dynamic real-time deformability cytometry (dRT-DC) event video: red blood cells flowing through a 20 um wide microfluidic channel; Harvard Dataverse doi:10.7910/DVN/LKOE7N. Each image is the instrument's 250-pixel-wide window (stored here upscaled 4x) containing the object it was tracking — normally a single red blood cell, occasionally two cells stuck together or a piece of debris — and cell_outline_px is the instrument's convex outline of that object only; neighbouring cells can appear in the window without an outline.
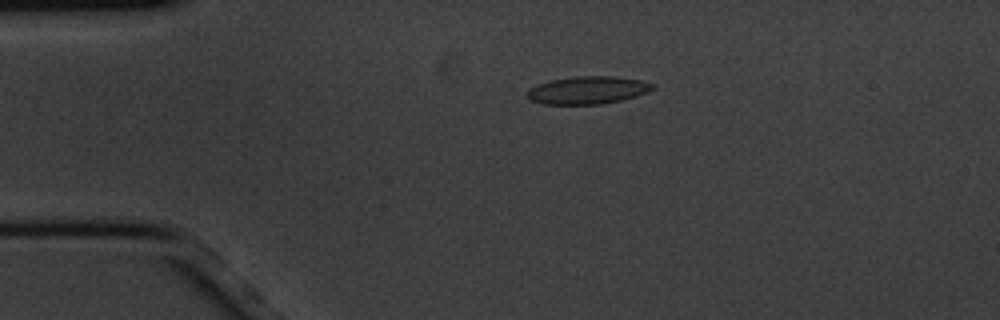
{"species": "common noctule bat (a hibernating species)", "species_latin": "Nyctalus noctula", "temperature_condition": "cold", "stored_images_in_passage": 5, "camera_frame_rate_fps": 3000, "um_per_image_px": 0.085, "animal": {"sex": "male", "body_mass_g": 20.1, "forearm_length_mm": 53.5}, "frame": {"image": 1, "passage_image": 4, "time_ms": 1.0, "image_size_px": [1000, 320], "cell_outline_px": [[656, 88], [648, 92], [636, 96], [620, 100], [600, 104], [544, 104], [532, 100], [528, 96], [528, 92], [532, 88], [540, 84], [552, 80], [576, 76], [616, 76], [640, 80], [652, 84]], "centroid_in_image_um": [50.02, 7.66], "position_along_channel_um": 35.0, "area_um2": 19.88}}